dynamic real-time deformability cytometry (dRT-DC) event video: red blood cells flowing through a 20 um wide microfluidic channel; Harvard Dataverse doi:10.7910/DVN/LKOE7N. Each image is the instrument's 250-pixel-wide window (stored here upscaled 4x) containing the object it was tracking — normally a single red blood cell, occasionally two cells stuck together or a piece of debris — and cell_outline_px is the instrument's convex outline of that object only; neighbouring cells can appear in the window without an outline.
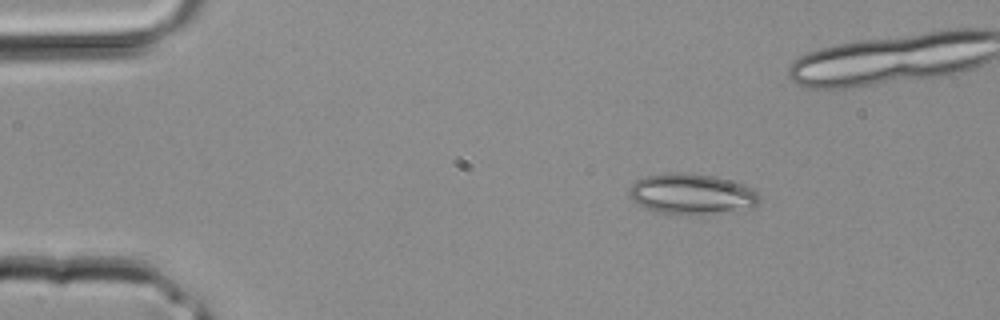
{"species": "common noctule bat (a hibernating species)", "species_latin": "Nyctalus noctula", "temperature_condition": "room temperature", "stored_images_in_passage": 3, "camera_frame_rate_fps": 3000, "um_per_image_px": 0.085, "animal": {"sex": "male", "body_mass_g": 20.4}, "frame": {"image": 1, "passage_image": 1, "time_ms": 0.0, "image_size_px": [1000, 320], "cell_outline_px": [[760, 200], [752, 208], [716, 212], [656, 212], [632, 200], [628, 192], [628, 188], [636, 180], [644, 176], [672, 172], [680, 172], [712, 176], [728, 180], [752, 188], [760, 196]], "centroid_in_image_um": [58.76, 16.45], "position_along_channel_um": 26.2, "area_um2": 29.82}}